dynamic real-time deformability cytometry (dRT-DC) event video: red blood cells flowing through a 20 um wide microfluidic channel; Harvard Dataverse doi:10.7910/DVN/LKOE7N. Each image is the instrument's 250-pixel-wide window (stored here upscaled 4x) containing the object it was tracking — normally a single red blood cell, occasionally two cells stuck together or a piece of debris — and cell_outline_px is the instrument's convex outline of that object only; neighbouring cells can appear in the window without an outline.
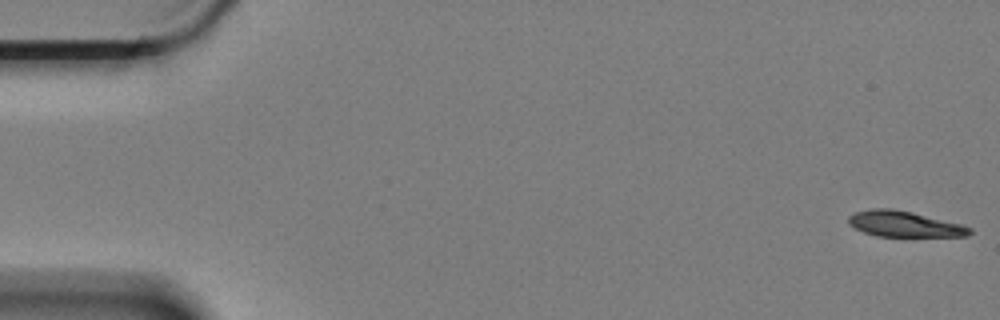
{"species": "Egyptian fruit bat (a non-hibernating species)", "species_latin": "Rousettus aegyptiacus", "temperature_condition": "cold", "stored_images_in_passage": 6, "camera_frame_rate_fps": 3000, "um_per_image_px": 0.085, "animal": {"sex": "female"}, "frame": {"image": 1, "passage_image": 1, "time_ms": 0.0, "image_size_px": [1000, 320], "cell_outline_px": [[972, 232], [968, 236], [876, 236], [864, 232], [848, 224], [848, 216], [856, 212], [872, 208], [892, 208], [912, 212], [960, 224], [972, 228]], "centroid_in_image_um": [76.85, 19.04], "position_along_channel_um": 8.2, "area_um2": 18.03}}